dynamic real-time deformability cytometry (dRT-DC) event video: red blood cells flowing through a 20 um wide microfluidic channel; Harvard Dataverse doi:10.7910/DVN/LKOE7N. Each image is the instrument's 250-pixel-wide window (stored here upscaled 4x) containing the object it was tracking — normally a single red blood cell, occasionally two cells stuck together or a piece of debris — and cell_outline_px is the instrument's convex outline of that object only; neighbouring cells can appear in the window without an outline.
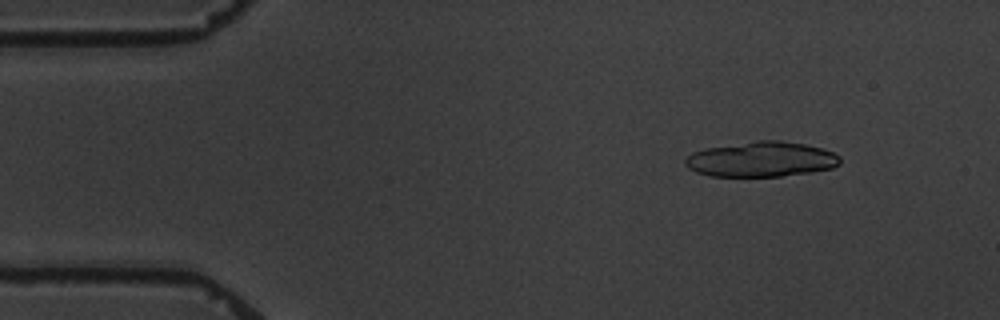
{"species": "common noctule bat (a hibernating species)", "species_latin": "Nyctalus noctula", "temperature_condition": "warm", "stored_images_in_passage": 3, "camera_frame_rate_fps": 3000, "um_per_image_px": 0.085, "animal": {"sex": "male", "body_mass_g": 19.5, "forearm_length_mm": 54.6}, "frame": {"image": 1, "passage_image": 2, "time_ms": 1.0, "image_size_px": [1000, 320], "cell_outline_px": [[840, 164], [832, 168], [812, 172], [780, 176], [708, 176], [696, 172], [688, 168], [684, 164], [684, 160], [692, 152], [704, 148], [756, 140], [780, 140], [804, 144], [820, 148], [832, 152], [840, 156]], "centroid_in_image_um": [64.68, 13.54], "position_along_channel_um": 20.3, "area_um2": 31.85}}